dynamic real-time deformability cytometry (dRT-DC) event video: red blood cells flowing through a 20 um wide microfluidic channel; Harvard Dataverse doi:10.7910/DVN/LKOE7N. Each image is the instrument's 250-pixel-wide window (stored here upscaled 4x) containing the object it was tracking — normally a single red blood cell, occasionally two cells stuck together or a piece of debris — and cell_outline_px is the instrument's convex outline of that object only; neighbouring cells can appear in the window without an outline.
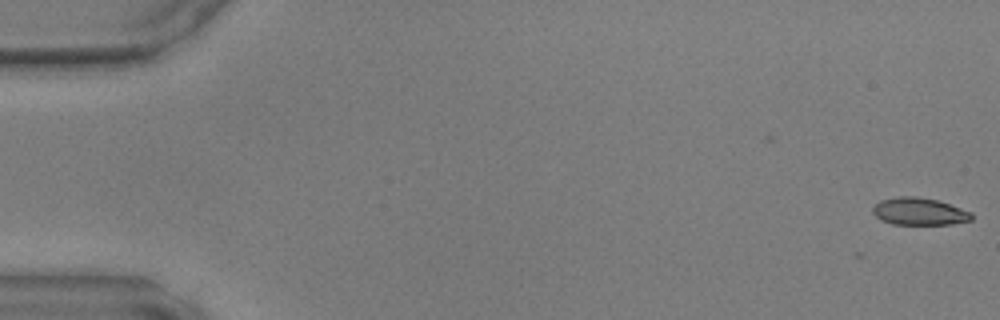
{"species": "common noctule bat (a hibernating species)", "species_latin": "Nyctalus noctula", "temperature_condition": "warm", "stored_images_in_passage": 39, "camera_frame_rate_fps": 3000, "um_per_image_px": 0.085, "animal": {"sex": "male", "body_mass_g": 17.9, "forearm_length_mm": 54.2}, "frame": {"image": 1, "passage_image": 1, "time_ms": 0.0, "image_size_px": [1000, 320], "cell_outline_px": [[972, 220], [952, 224], [892, 224], [880, 220], [872, 212], [872, 208], [880, 200], [900, 196], [916, 196], [936, 200], [972, 212]], "centroid_in_image_um": [78.11, 17.98], "position_along_channel_um": 6.9, "area_um2": 15.66}}
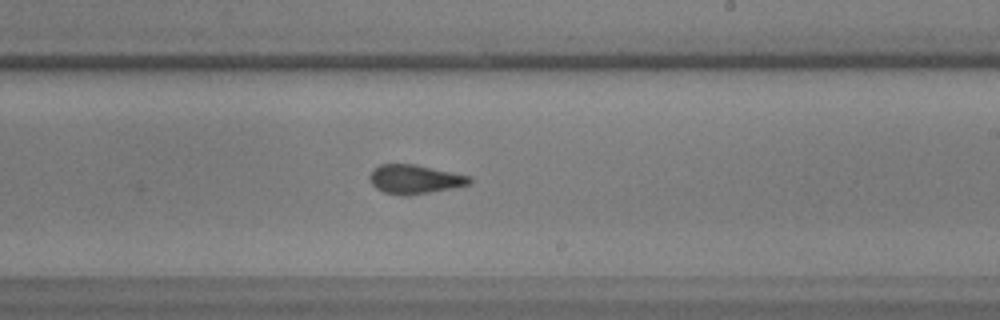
{"frame": {"image": 2, "passage_image": 29, "time_ms": 9.333, "image_size_px": [1000, 320], "cell_outline_px": [[472, 184], [408, 196], [404, 196], [384, 192], [376, 188], [372, 184], [368, 176], [372, 168], [380, 164], [412, 164], [472, 176]], "centroid_in_image_um": [35.24, 15.23], "position_along_channel_um": 253.8, "area_um2": 16.94}}
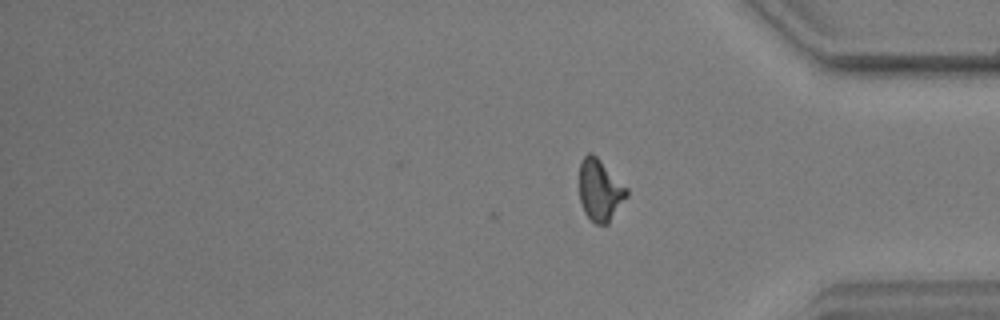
{"frame": {"image": 3, "passage_image": 39, "time_ms": 12.667, "image_size_px": [1000, 320], "cell_outline_px": [[628, 196], [608, 224], [596, 224], [584, 212], [580, 200], [580, 160], [588, 152], [592, 152], [628, 188]], "centroid_in_image_um": [51.01, 16.16], "position_along_channel_um": 384.2, "area_um2": 16.99}}